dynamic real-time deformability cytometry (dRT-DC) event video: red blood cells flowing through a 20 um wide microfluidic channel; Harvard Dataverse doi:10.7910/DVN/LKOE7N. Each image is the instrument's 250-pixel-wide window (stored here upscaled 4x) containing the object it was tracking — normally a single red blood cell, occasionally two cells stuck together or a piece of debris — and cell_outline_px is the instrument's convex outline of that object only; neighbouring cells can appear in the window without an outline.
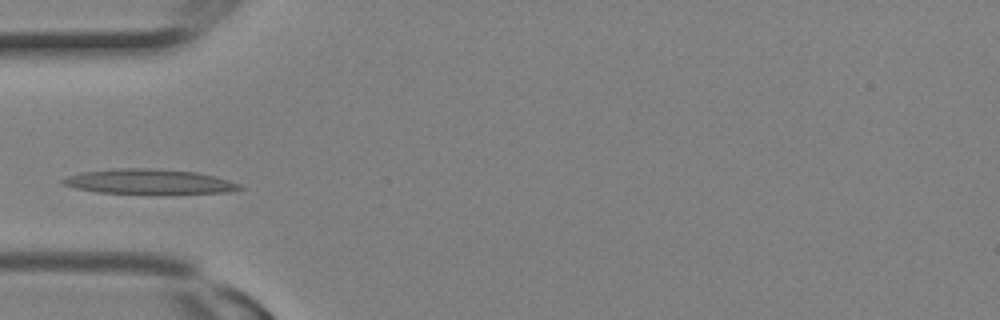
{"species": "Egyptian fruit bat (a non-hibernating species)", "species_latin": "Rousettus aegyptiacus", "temperature_condition": "room temperature", "stored_images_in_passage": 6, "camera_frame_rate_fps": 3000, "um_per_image_px": 0.085, "animal": {"sex": "female"}, "frame": {"image": 1, "passage_image": 5, "time_ms": 1.333, "image_size_px": [1000, 320], "cell_outline_px": [[244, 188], [224, 192], [96, 192], [76, 188], [64, 184], [60, 180], [64, 176], [80, 172], [112, 168], [152, 168], [196, 172], [216, 176], [240, 184]], "centroid_in_image_um": [12.58, 15.4], "position_along_channel_um": 72.4, "area_um2": 24.97}}